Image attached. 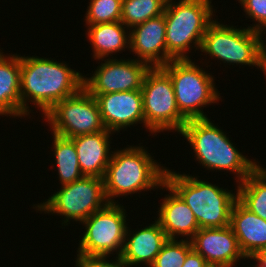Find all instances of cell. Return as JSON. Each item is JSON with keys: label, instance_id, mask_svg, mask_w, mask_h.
Masks as SVG:
<instances>
[{"label": "cell", "instance_id": "21", "mask_svg": "<svg viewBox=\"0 0 266 267\" xmlns=\"http://www.w3.org/2000/svg\"><path fill=\"white\" fill-rule=\"evenodd\" d=\"M87 26L86 34L92 45L94 59H106L112 57L113 53L115 55L130 48L129 28L121 21Z\"/></svg>", "mask_w": 266, "mask_h": 267}, {"label": "cell", "instance_id": "22", "mask_svg": "<svg viewBox=\"0 0 266 267\" xmlns=\"http://www.w3.org/2000/svg\"><path fill=\"white\" fill-rule=\"evenodd\" d=\"M237 185L238 200L251 212L266 220V168L258 165Z\"/></svg>", "mask_w": 266, "mask_h": 267}, {"label": "cell", "instance_id": "18", "mask_svg": "<svg viewBox=\"0 0 266 267\" xmlns=\"http://www.w3.org/2000/svg\"><path fill=\"white\" fill-rule=\"evenodd\" d=\"M128 228L121 257L131 267L138 264L150 267L161 251L163 244L168 240L165 231L157 220L149 226L138 231L135 230V233L130 231L131 228Z\"/></svg>", "mask_w": 266, "mask_h": 267}, {"label": "cell", "instance_id": "14", "mask_svg": "<svg viewBox=\"0 0 266 267\" xmlns=\"http://www.w3.org/2000/svg\"><path fill=\"white\" fill-rule=\"evenodd\" d=\"M95 99L105 129L120 133L121 129L138 123L145 126L141 90L99 94Z\"/></svg>", "mask_w": 266, "mask_h": 267}, {"label": "cell", "instance_id": "5", "mask_svg": "<svg viewBox=\"0 0 266 267\" xmlns=\"http://www.w3.org/2000/svg\"><path fill=\"white\" fill-rule=\"evenodd\" d=\"M211 3V0H172L166 3V51L174 60L190 59L191 48H201L206 29L214 21L215 9Z\"/></svg>", "mask_w": 266, "mask_h": 267}, {"label": "cell", "instance_id": "30", "mask_svg": "<svg viewBox=\"0 0 266 267\" xmlns=\"http://www.w3.org/2000/svg\"><path fill=\"white\" fill-rule=\"evenodd\" d=\"M266 25L264 27H262L259 31L258 34L260 36V63H261V71L264 73V75L266 76V37L265 40H262V35L265 34L266 32Z\"/></svg>", "mask_w": 266, "mask_h": 267}, {"label": "cell", "instance_id": "27", "mask_svg": "<svg viewBox=\"0 0 266 267\" xmlns=\"http://www.w3.org/2000/svg\"><path fill=\"white\" fill-rule=\"evenodd\" d=\"M244 8L248 18L257 22L254 25L248 26L249 29L259 31L266 25V0H238Z\"/></svg>", "mask_w": 266, "mask_h": 267}, {"label": "cell", "instance_id": "7", "mask_svg": "<svg viewBox=\"0 0 266 267\" xmlns=\"http://www.w3.org/2000/svg\"><path fill=\"white\" fill-rule=\"evenodd\" d=\"M145 128L152 135L165 131L179 133L188 121L179 111L169 74L162 67H151L142 88Z\"/></svg>", "mask_w": 266, "mask_h": 267}, {"label": "cell", "instance_id": "4", "mask_svg": "<svg viewBox=\"0 0 266 267\" xmlns=\"http://www.w3.org/2000/svg\"><path fill=\"white\" fill-rule=\"evenodd\" d=\"M165 183L171 187L194 213L199 228L230 225V213L238 199L237 191L226 190L197 176L165 171Z\"/></svg>", "mask_w": 266, "mask_h": 267}, {"label": "cell", "instance_id": "8", "mask_svg": "<svg viewBox=\"0 0 266 267\" xmlns=\"http://www.w3.org/2000/svg\"><path fill=\"white\" fill-rule=\"evenodd\" d=\"M108 203L103 178L83 176L75 182L61 186L45 202L38 203L33 208L40 213L64 216L62 226H67L70 224L69 220L81 223Z\"/></svg>", "mask_w": 266, "mask_h": 267}, {"label": "cell", "instance_id": "2", "mask_svg": "<svg viewBox=\"0 0 266 267\" xmlns=\"http://www.w3.org/2000/svg\"><path fill=\"white\" fill-rule=\"evenodd\" d=\"M212 123L211 119L188 120L179 134L189 142L200 166L213 171H230L236 174L235 182H242L258 165L259 162L248 159L222 129ZM258 163V164H257Z\"/></svg>", "mask_w": 266, "mask_h": 267}, {"label": "cell", "instance_id": "26", "mask_svg": "<svg viewBox=\"0 0 266 267\" xmlns=\"http://www.w3.org/2000/svg\"><path fill=\"white\" fill-rule=\"evenodd\" d=\"M86 12L87 25L118 22L121 19L122 0H90Z\"/></svg>", "mask_w": 266, "mask_h": 267}, {"label": "cell", "instance_id": "9", "mask_svg": "<svg viewBox=\"0 0 266 267\" xmlns=\"http://www.w3.org/2000/svg\"><path fill=\"white\" fill-rule=\"evenodd\" d=\"M259 44L258 31L237 29L214 19L206 29L200 51L226 65L256 66L261 70Z\"/></svg>", "mask_w": 266, "mask_h": 267}, {"label": "cell", "instance_id": "12", "mask_svg": "<svg viewBox=\"0 0 266 267\" xmlns=\"http://www.w3.org/2000/svg\"><path fill=\"white\" fill-rule=\"evenodd\" d=\"M94 74L84 76L83 87L92 95L121 91L141 90L147 71L151 68L147 63L136 59H102Z\"/></svg>", "mask_w": 266, "mask_h": 267}, {"label": "cell", "instance_id": "11", "mask_svg": "<svg viewBox=\"0 0 266 267\" xmlns=\"http://www.w3.org/2000/svg\"><path fill=\"white\" fill-rule=\"evenodd\" d=\"M44 117L51 133L66 138L105 130L97 101L84 87L57 102Z\"/></svg>", "mask_w": 266, "mask_h": 267}, {"label": "cell", "instance_id": "3", "mask_svg": "<svg viewBox=\"0 0 266 267\" xmlns=\"http://www.w3.org/2000/svg\"><path fill=\"white\" fill-rule=\"evenodd\" d=\"M127 146L112 151L103 177L109 203H117L114 198L120 196L160 188L165 182L166 167L159 165L144 146Z\"/></svg>", "mask_w": 266, "mask_h": 267}, {"label": "cell", "instance_id": "17", "mask_svg": "<svg viewBox=\"0 0 266 267\" xmlns=\"http://www.w3.org/2000/svg\"><path fill=\"white\" fill-rule=\"evenodd\" d=\"M113 134L105 129L71 138L77 151L81 173L84 176L104 177L112 155L110 136Z\"/></svg>", "mask_w": 266, "mask_h": 267}, {"label": "cell", "instance_id": "20", "mask_svg": "<svg viewBox=\"0 0 266 267\" xmlns=\"http://www.w3.org/2000/svg\"><path fill=\"white\" fill-rule=\"evenodd\" d=\"M0 49V115L22 118L20 97L21 56Z\"/></svg>", "mask_w": 266, "mask_h": 267}, {"label": "cell", "instance_id": "16", "mask_svg": "<svg viewBox=\"0 0 266 267\" xmlns=\"http://www.w3.org/2000/svg\"><path fill=\"white\" fill-rule=\"evenodd\" d=\"M160 188L170 192L162 199V203L159 205L160 208L157 211V221L161 228L165 231L168 239H178V237L182 236L183 238L186 237V240H191L200 229L194 213L185 201L165 182Z\"/></svg>", "mask_w": 266, "mask_h": 267}, {"label": "cell", "instance_id": "1", "mask_svg": "<svg viewBox=\"0 0 266 267\" xmlns=\"http://www.w3.org/2000/svg\"><path fill=\"white\" fill-rule=\"evenodd\" d=\"M84 75L68 64L38 56H21L20 97L22 117L30 115L28 102L45 115L57 102L83 88ZM28 101V102H27Z\"/></svg>", "mask_w": 266, "mask_h": 267}, {"label": "cell", "instance_id": "25", "mask_svg": "<svg viewBox=\"0 0 266 267\" xmlns=\"http://www.w3.org/2000/svg\"><path fill=\"white\" fill-rule=\"evenodd\" d=\"M192 249L190 240L168 239L150 267H182Z\"/></svg>", "mask_w": 266, "mask_h": 267}, {"label": "cell", "instance_id": "31", "mask_svg": "<svg viewBox=\"0 0 266 267\" xmlns=\"http://www.w3.org/2000/svg\"><path fill=\"white\" fill-rule=\"evenodd\" d=\"M249 259H253L257 262V265H252L253 267H266V247H264L261 251L254 253Z\"/></svg>", "mask_w": 266, "mask_h": 267}, {"label": "cell", "instance_id": "13", "mask_svg": "<svg viewBox=\"0 0 266 267\" xmlns=\"http://www.w3.org/2000/svg\"><path fill=\"white\" fill-rule=\"evenodd\" d=\"M190 241L210 267H236L246 259L230 226L200 228Z\"/></svg>", "mask_w": 266, "mask_h": 267}, {"label": "cell", "instance_id": "23", "mask_svg": "<svg viewBox=\"0 0 266 267\" xmlns=\"http://www.w3.org/2000/svg\"><path fill=\"white\" fill-rule=\"evenodd\" d=\"M52 135L53 149L51 148V151L54 150V164L57 167L61 186L81 179L84 175L81 173L73 140L54 133Z\"/></svg>", "mask_w": 266, "mask_h": 267}, {"label": "cell", "instance_id": "10", "mask_svg": "<svg viewBox=\"0 0 266 267\" xmlns=\"http://www.w3.org/2000/svg\"><path fill=\"white\" fill-rule=\"evenodd\" d=\"M125 206L108 203L81 224L85 227L77 256H121L127 230Z\"/></svg>", "mask_w": 266, "mask_h": 267}, {"label": "cell", "instance_id": "19", "mask_svg": "<svg viewBox=\"0 0 266 267\" xmlns=\"http://www.w3.org/2000/svg\"><path fill=\"white\" fill-rule=\"evenodd\" d=\"M229 226L247 259L266 247V220L251 212L238 199L231 209Z\"/></svg>", "mask_w": 266, "mask_h": 267}, {"label": "cell", "instance_id": "6", "mask_svg": "<svg viewBox=\"0 0 266 267\" xmlns=\"http://www.w3.org/2000/svg\"><path fill=\"white\" fill-rule=\"evenodd\" d=\"M162 68L171 78L180 113L187 120L208 118L203 107L221 99L213 76L192 59L171 60Z\"/></svg>", "mask_w": 266, "mask_h": 267}, {"label": "cell", "instance_id": "15", "mask_svg": "<svg viewBox=\"0 0 266 267\" xmlns=\"http://www.w3.org/2000/svg\"><path fill=\"white\" fill-rule=\"evenodd\" d=\"M130 48L136 60L150 67H162L174 60L166 51V21L164 14L148 19L129 29Z\"/></svg>", "mask_w": 266, "mask_h": 267}, {"label": "cell", "instance_id": "24", "mask_svg": "<svg viewBox=\"0 0 266 267\" xmlns=\"http://www.w3.org/2000/svg\"><path fill=\"white\" fill-rule=\"evenodd\" d=\"M165 0H122L120 21L129 29L164 14Z\"/></svg>", "mask_w": 266, "mask_h": 267}, {"label": "cell", "instance_id": "29", "mask_svg": "<svg viewBox=\"0 0 266 267\" xmlns=\"http://www.w3.org/2000/svg\"><path fill=\"white\" fill-rule=\"evenodd\" d=\"M182 267H210L205 259L197 253L194 249H192L185 259V262Z\"/></svg>", "mask_w": 266, "mask_h": 267}, {"label": "cell", "instance_id": "28", "mask_svg": "<svg viewBox=\"0 0 266 267\" xmlns=\"http://www.w3.org/2000/svg\"><path fill=\"white\" fill-rule=\"evenodd\" d=\"M76 258V267H130L121 256H116V261L112 262L107 259L109 256H77Z\"/></svg>", "mask_w": 266, "mask_h": 267}]
</instances>
